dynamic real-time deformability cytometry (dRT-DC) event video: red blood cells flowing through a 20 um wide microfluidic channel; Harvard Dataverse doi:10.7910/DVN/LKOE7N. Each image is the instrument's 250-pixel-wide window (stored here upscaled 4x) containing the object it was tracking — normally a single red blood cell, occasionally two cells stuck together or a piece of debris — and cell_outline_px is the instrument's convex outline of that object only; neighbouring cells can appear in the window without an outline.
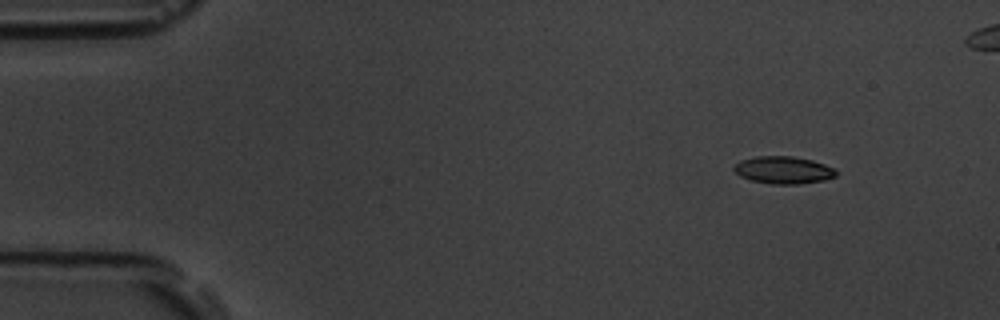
{"species": "common noctule bat (a hibernating species)", "species_latin": "Nyctalus noctula", "temperature_condition": "room temperature", "stored_images_in_passage": 5, "camera_frame_rate_fps": 3000, "um_per_image_px": 0.085, "animal": {"sex": "male", "body_mass_g": 19.5, "forearm_length_mm": 54.6}, "frame": {"image": 1, "passage_image": 1, "time_ms": 0.0, "image_size_px": [1000, 320], "cell_outline_px": [[836, 176], [824, 180], [796, 184], [772, 184], [752, 180], [740, 176], [732, 168], [740, 160], [756, 156], [792, 156], [812, 160], [824, 164], [832, 168], [836, 172]], "centroid_in_image_um": [66.56, 14.45], "position_along_channel_um": 18.4, "area_um2": 16.13}}